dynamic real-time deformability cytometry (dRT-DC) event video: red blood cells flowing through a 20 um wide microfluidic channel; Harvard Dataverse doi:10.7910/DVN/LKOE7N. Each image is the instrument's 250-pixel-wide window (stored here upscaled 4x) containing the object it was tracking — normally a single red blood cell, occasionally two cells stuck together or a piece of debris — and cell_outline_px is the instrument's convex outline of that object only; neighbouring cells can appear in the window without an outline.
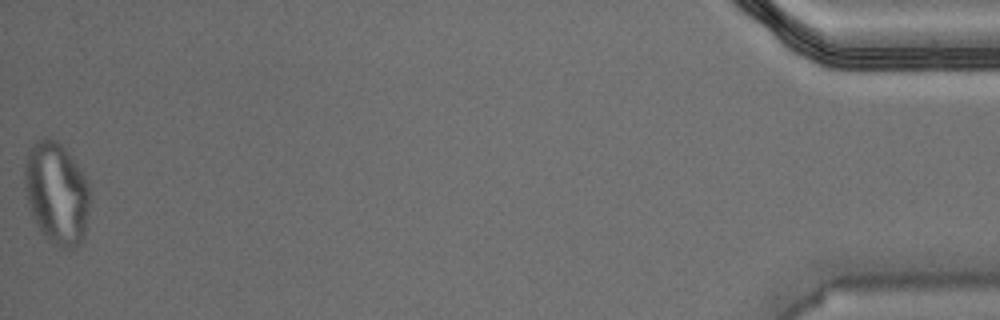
{"species": "Egyptian fruit bat (a non-hibernating species)", "species_latin": "Rousettus aegyptiacus", "temperature_condition": "warm", "stored_images_in_passage": 46, "camera_frame_rate_fps": 3000, "um_per_image_px": 0.085, "animal": {"sex": "male"}, "frame": {"image": 1, "passage_image": 46, "time_ms": 15.0, "image_size_px": [1000, 320], "cell_outline_px": [[92, 200], [84, 240], [76, 248], [60, 248], [52, 244], [44, 236], [36, 224], [28, 204], [24, 188], [24, 164], [28, 148], [36, 140], [44, 136], [56, 140], [68, 152], [80, 168], [88, 180], [92, 196]], "centroid_in_image_um": [4.84, 16.43], "position_along_channel_um": 430.4, "area_um2": 40.11}}